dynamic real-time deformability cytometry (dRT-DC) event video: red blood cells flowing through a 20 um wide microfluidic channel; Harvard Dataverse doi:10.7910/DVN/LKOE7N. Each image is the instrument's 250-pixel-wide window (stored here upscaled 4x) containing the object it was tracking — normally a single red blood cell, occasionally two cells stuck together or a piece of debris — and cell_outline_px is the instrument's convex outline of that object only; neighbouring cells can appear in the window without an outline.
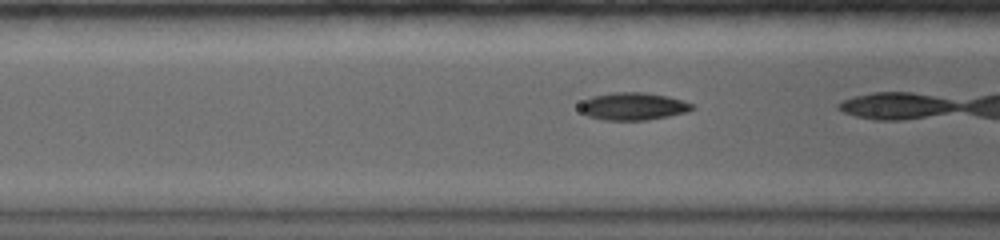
{"species": "common noctule bat (a hibernating species)", "species_latin": "Nyctalus noctula", "temperature_condition": "warm", "stored_images_in_passage": 30, "camera_frame_rate_fps": 5000, "um_per_image_px": 0.085, "animal": {"sex": "female", "body_mass_g": 19.0, "forearm_length_mm": 56.7}, "frame": {"image": 1, "passage_image": 9, "time_ms": 1.6, "image_size_px": [1000, 240], "cell_outline_px": [[696, 108], [688, 112], [648, 120], [604, 120], [588, 116], [580, 108], [580, 104], [584, 100], [592, 96], [612, 92], [644, 92], [668, 96], [692, 104]], "centroid_in_image_um": [53.83, 9.03], "position_along_channel_um": 112.8, "area_um2": 17.98}}